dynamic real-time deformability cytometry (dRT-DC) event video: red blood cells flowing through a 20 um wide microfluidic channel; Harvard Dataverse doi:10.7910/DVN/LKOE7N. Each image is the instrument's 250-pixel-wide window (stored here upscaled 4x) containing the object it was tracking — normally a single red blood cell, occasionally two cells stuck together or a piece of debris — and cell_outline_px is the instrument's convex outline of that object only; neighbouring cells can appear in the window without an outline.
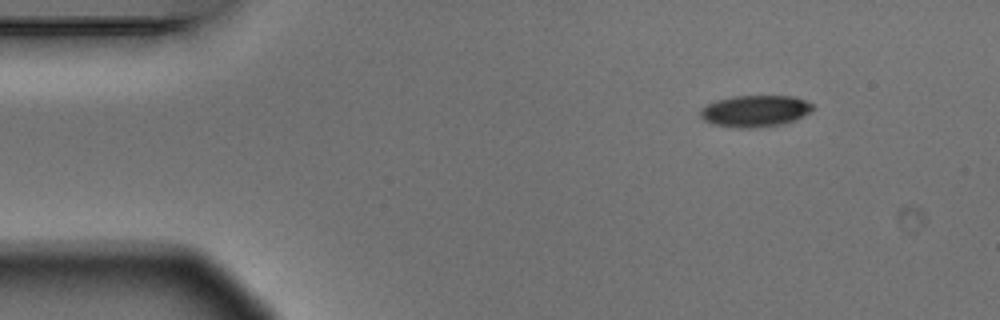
{"species": "Egyptian fruit bat (a non-hibernating species)", "species_latin": "Rousettus aegyptiacus", "temperature_condition": "warm", "stored_images_in_passage": 4, "camera_frame_rate_fps": 3000, "um_per_image_px": 0.085, "animal": {"sex": "male"}, "frame": {"image": 1, "passage_image": 1, "time_ms": 0.0, "image_size_px": [1000, 320], "cell_outline_px": [[812, 108], [808, 112], [792, 120], [780, 124], [760, 128], [740, 128], [712, 124], [704, 120], [700, 116], [700, 108], [716, 100], [732, 96], [792, 96], [804, 100], [812, 104]], "centroid_in_image_um": [64.11, 9.43], "position_along_channel_um": 20.9, "area_um2": 20.46}}
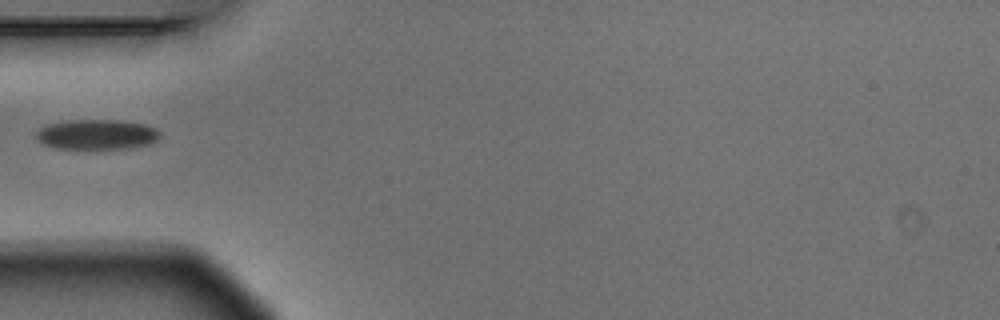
{"frame": {"image": 2, "passage_image": 4, "time_ms": 1.0, "image_size_px": [1000, 320], "cell_outline_px": [[160, 136], [156, 140], [148, 144], [128, 148], [56, 148], [40, 144], [36, 140], [36, 132], [44, 124], [68, 120], [120, 120], [144, 124], [156, 128], [160, 132]], "centroid_in_image_um": [8.17, 11.42], "position_along_channel_um": 76.8, "area_um2": 21.79}}